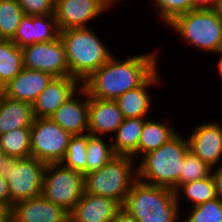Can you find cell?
<instances>
[{
    "instance_id": "cell-1",
    "label": "cell",
    "mask_w": 222,
    "mask_h": 222,
    "mask_svg": "<svg viewBox=\"0 0 222 222\" xmlns=\"http://www.w3.org/2000/svg\"><path fill=\"white\" fill-rule=\"evenodd\" d=\"M158 51L120 59L113 55L93 72L82 87L89 97L116 100L125 92L141 86L159 67Z\"/></svg>"
},
{
    "instance_id": "cell-2",
    "label": "cell",
    "mask_w": 222,
    "mask_h": 222,
    "mask_svg": "<svg viewBox=\"0 0 222 222\" xmlns=\"http://www.w3.org/2000/svg\"><path fill=\"white\" fill-rule=\"evenodd\" d=\"M92 29L72 28L59 34L65 47L70 76L81 83L114 55Z\"/></svg>"
},
{
    "instance_id": "cell-3",
    "label": "cell",
    "mask_w": 222,
    "mask_h": 222,
    "mask_svg": "<svg viewBox=\"0 0 222 222\" xmlns=\"http://www.w3.org/2000/svg\"><path fill=\"white\" fill-rule=\"evenodd\" d=\"M189 149L188 137L178 132L167 143L138 160V180L173 189L180 182L184 156Z\"/></svg>"
},
{
    "instance_id": "cell-4",
    "label": "cell",
    "mask_w": 222,
    "mask_h": 222,
    "mask_svg": "<svg viewBox=\"0 0 222 222\" xmlns=\"http://www.w3.org/2000/svg\"><path fill=\"white\" fill-rule=\"evenodd\" d=\"M139 222H180L182 217L175 191L137 180L122 206Z\"/></svg>"
},
{
    "instance_id": "cell-5",
    "label": "cell",
    "mask_w": 222,
    "mask_h": 222,
    "mask_svg": "<svg viewBox=\"0 0 222 222\" xmlns=\"http://www.w3.org/2000/svg\"><path fill=\"white\" fill-rule=\"evenodd\" d=\"M136 162L130 155H115L101 169L84 175V192L111 198L122 207L138 180Z\"/></svg>"
},
{
    "instance_id": "cell-6",
    "label": "cell",
    "mask_w": 222,
    "mask_h": 222,
    "mask_svg": "<svg viewBox=\"0 0 222 222\" xmlns=\"http://www.w3.org/2000/svg\"><path fill=\"white\" fill-rule=\"evenodd\" d=\"M186 46L215 54L222 48V20L213 9H194L178 16L167 26Z\"/></svg>"
},
{
    "instance_id": "cell-7",
    "label": "cell",
    "mask_w": 222,
    "mask_h": 222,
    "mask_svg": "<svg viewBox=\"0 0 222 222\" xmlns=\"http://www.w3.org/2000/svg\"><path fill=\"white\" fill-rule=\"evenodd\" d=\"M46 163L36 158H8L2 176L8 181L10 205L41 196Z\"/></svg>"
},
{
    "instance_id": "cell-8",
    "label": "cell",
    "mask_w": 222,
    "mask_h": 222,
    "mask_svg": "<svg viewBox=\"0 0 222 222\" xmlns=\"http://www.w3.org/2000/svg\"><path fill=\"white\" fill-rule=\"evenodd\" d=\"M84 193V175L59 163H48L43 177L42 196L69 214Z\"/></svg>"
},
{
    "instance_id": "cell-9",
    "label": "cell",
    "mask_w": 222,
    "mask_h": 222,
    "mask_svg": "<svg viewBox=\"0 0 222 222\" xmlns=\"http://www.w3.org/2000/svg\"><path fill=\"white\" fill-rule=\"evenodd\" d=\"M71 136L50 118H34L30 127L31 157L46 164L61 162Z\"/></svg>"
},
{
    "instance_id": "cell-10",
    "label": "cell",
    "mask_w": 222,
    "mask_h": 222,
    "mask_svg": "<svg viewBox=\"0 0 222 222\" xmlns=\"http://www.w3.org/2000/svg\"><path fill=\"white\" fill-rule=\"evenodd\" d=\"M23 68L50 73L53 77L70 76L64 44L60 36L52 41L21 48Z\"/></svg>"
},
{
    "instance_id": "cell-11",
    "label": "cell",
    "mask_w": 222,
    "mask_h": 222,
    "mask_svg": "<svg viewBox=\"0 0 222 222\" xmlns=\"http://www.w3.org/2000/svg\"><path fill=\"white\" fill-rule=\"evenodd\" d=\"M109 8L100 0H56L55 18L59 31L87 28Z\"/></svg>"
},
{
    "instance_id": "cell-12",
    "label": "cell",
    "mask_w": 222,
    "mask_h": 222,
    "mask_svg": "<svg viewBox=\"0 0 222 222\" xmlns=\"http://www.w3.org/2000/svg\"><path fill=\"white\" fill-rule=\"evenodd\" d=\"M191 130L189 148L203 162L215 168L222 163V121L210 119Z\"/></svg>"
},
{
    "instance_id": "cell-13",
    "label": "cell",
    "mask_w": 222,
    "mask_h": 222,
    "mask_svg": "<svg viewBox=\"0 0 222 222\" xmlns=\"http://www.w3.org/2000/svg\"><path fill=\"white\" fill-rule=\"evenodd\" d=\"M81 87L82 83L74 77H53L32 104L34 118H50Z\"/></svg>"
},
{
    "instance_id": "cell-14",
    "label": "cell",
    "mask_w": 222,
    "mask_h": 222,
    "mask_svg": "<svg viewBox=\"0 0 222 222\" xmlns=\"http://www.w3.org/2000/svg\"><path fill=\"white\" fill-rule=\"evenodd\" d=\"M89 100L88 93L81 87L53 113L50 119L71 135L86 134L88 133Z\"/></svg>"
},
{
    "instance_id": "cell-15",
    "label": "cell",
    "mask_w": 222,
    "mask_h": 222,
    "mask_svg": "<svg viewBox=\"0 0 222 222\" xmlns=\"http://www.w3.org/2000/svg\"><path fill=\"white\" fill-rule=\"evenodd\" d=\"M55 14L50 15H24L17 28L12 41L23 48L35 43H44L59 37Z\"/></svg>"
},
{
    "instance_id": "cell-16",
    "label": "cell",
    "mask_w": 222,
    "mask_h": 222,
    "mask_svg": "<svg viewBox=\"0 0 222 222\" xmlns=\"http://www.w3.org/2000/svg\"><path fill=\"white\" fill-rule=\"evenodd\" d=\"M12 222H68L69 213L42 195L12 205Z\"/></svg>"
},
{
    "instance_id": "cell-17",
    "label": "cell",
    "mask_w": 222,
    "mask_h": 222,
    "mask_svg": "<svg viewBox=\"0 0 222 222\" xmlns=\"http://www.w3.org/2000/svg\"><path fill=\"white\" fill-rule=\"evenodd\" d=\"M124 117L115 100L90 97L88 133L95 136H112L123 123Z\"/></svg>"
},
{
    "instance_id": "cell-18",
    "label": "cell",
    "mask_w": 222,
    "mask_h": 222,
    "mask_svg": "<svg viewBox=\"0 0 222 222\" xmlns=\"http://www.w3.org/2000/svg\"><path fill=\"white\" fill-rule=\"evenodd\" d=\"M159 70L158 68L141 86L125 92L115 100L124 118H149L154 97L149 88L159 86L162 82Z\"/></svg>"
},
{
    "instance_id": "cell-19",
    "label": "cell",
    "mask_w": 222,
    "mask_h": 222,
    "mask_svg": "<svg viewBox=\"0 0 222 222\" xmlns=\"http://www.w3.org/2000/svg\"><path fill=\"white\" fill-rule=\"evenodd\" d=\"M120 208L111 198L84 192L69 219L72 222H111Z\"/></svg>"
},
{
    "instance_id": "cell-20",
    "label": "cell",
    "mask_w": 222,
    "mask_h": 222,
    "mask_svg": "<svg viewBox=\"0 0 222 222\" xmlns=\"http://www.w3.org/2000/svg\"><path fill=\"white\" fill-rule=\"evenodd\" d=\"M53 79L50 73L23 68L2 90L3 94L33 104Z\"/></svg>"
},
{
    "instance_id": "cell-21",
    "label": "cell",
    "mask_w": 222,
    "mask_h": 222,
    "mask_svg": "<svg viewBox=\"0 0 222 222\" xmlns=\"http://www.w3.org/2000/svg\"><path fill=\"white\" fill-rule=\"evenodd\" d=\"M33 120L31 103L15 100L2 94L0 98V135L17 128H30Z\"/></svg>"
},
{
    "instance_id": "cell-22",
    "label": "cell",
    "mask_w": 222,
    "mask_h": 222,
    "mask_svg": "<svg viewBox=\"0 0 222 222\" xmlns=\"http://www.w3.org/2000/svg\"><path fill=\"white\" fill-rule=\"evenodd\" d=\"M168 120L172 119L167 118V120L164 119L163 121H158L147 118L145 120L138 143V160L144 154L156 150L163 144L167 143L179 132L176 130L174 124Z\"/></svg>"
},
{
    "instance_id": "cell-23",
    "label": "cell",
    "mask_w": 222,
    "mask_h": 222,
    "mask_svg": "<svg viewBox=\"0 0 222 222\" xmlns=\"http://www.w3.org/2000/svg\"><path fill=\"white\" fill-rule=\"evenodd\" d=\"M147 118H124L111 138L116 155H130L138 162V143Z\"/></svg>"
},
{
    "instance_id": "cell-24",
    "label": "cell",
    "mask_w": 222,
    "mask_h": 222,
    "mask_svg": "<svg viewBox=\"0 0 222 222\" xmlns=\"http://www.w3.org/2000/svg\"><path fill=\"white\" fill-rule=\"evenodd\" d=\"M175 196L180 209L182 207L180 202L182 199L186 202H190L188 204H191V207H195L208 200L215 199L217 195L213 176L211 175L203 179L181 185L175 191Z\"/></svg>"
},
{
    "instance_id": "cell-25",
    "label": "cell",
    "mask_w": 222,
    "mask_h": 222,
    "mask_svg": "<svg viewBox=\"0 0 222 222\" xmlns=\"http://www.w3.org/2000/svg\"><path fill=\"white\" fill-rule=\"evenodd\" d=\"M23 69L22 51L12 40L0 39V88H4Z\"/></svg>"
},
{
    "instance_id": "cell-26",
    "label": "cell",
    "mask_w": 222,
    "mask_h": 222,
    "mask_svg": "<svg viewBox=\"0 0 222 222\" xmlns=\"http://www.w3.org/2000/svg\"><path fill=\"white\" fill-rule=\"evenodd\" d=\"M0 148L8 158L31 157L30 128H17L0 135Z\"/></svg>"
},
{
    "instance_id": "cell-27",
    "label": "cell",
    "mask_w": 222,
    "mask_h": 222,
    "mask_svg": "<svg viewBox=\"0 0 222 222\" xmlns=\"http://www.w3.org/2000/svg\"><path fill=\"white\" fill-rule=\"evenodd\" d=\"M86 154L87 173L101 169L116 155L113 151L111 138L108 141L103 136L92 134H89Z\"/></svg>"
},
{
    "instance_id": "cell-28",
    "label": "cell",
    "mask_w": 222,
    "mask_h": 222,
    "mask_svg": "<svg viewBox=\"0 0 222 222\" xmlns=\"http://www.w3.org/2000/svg\"><path fill=\"white\" fill-rule=\"evenodd\" d=\"M24 15L17 0H0V39L12 40Z\"/></svg>"
},
{
    "instance_id": "cell-29",
    "label": "cell",
    "mask_w": 222,
    "mask_h": 222,
    "mask_svg": "<svg viewBox=\"0 0 222 222\" xmlns=\"http://www.w3.org/2000/svg\"><path fill=\"white\" fill-rule=\"evenodd\" d=\"M89 142V133L83 135H72L64 159L61 163L73 170L87 174L86 149Z\"/></svg>"
},
{
    "instance_id": "cell-30",
    "label": "cell",
    "mask_w": 222,
    "mask_h": 222,
    "mask_svg": "<svg viewBox=\"0 0 222 222\" xmlns=\"http://www.w3.org/2000/svg\"><path fill=\"white\" fill-rule=\"evenodd\" d=\"M212 167L203 162L189 149L185 156L180 173V182L173 188L176 191L181 185L203 179L212 175Z\"/></svg>"
},
{
    "instance_id": "cell-31",
    "label": "cell",
    "mask_w": 222,
    "mask_h": 222,
    "mask_svg": "<svg viewBox=\"0 0 222 222\" xmlns=\"http://www.w3.org/2000/svg\"><path fill=\"white\" fill-rule=\"evenodd\" d=\"M151 7L158 16L157 19L161 20L167 27L178 16L185 14L192 10L191 0H150Z\"/></svg>"
},
{
    "instance_id": "cell-32",
    "label": "cell",
    "mask_w": 222,
    "mask_h": 222,
    "mask_svg": "<svg viewBox=\"0 0 222 222\" xmlns=\"http://www.w3.org/2000/svg\"><path fill=\"white\" fill-rule=\"evenodd\" d=\"M189 208L184 212L187 216L180 218L182 222H222V200L217 197Z\"/></svg>"
},
{
    "instance_id": "cell-33",
    "label": "cell",
    "mask_w": 222,
    "mask_h": 222,
    "mask_svg": "<svg viewBox=\"0 0 222 222\" xmlns=\"http://www.w3.org/2000/svg\"><path fill=\"white\" fill-rule=\"evenodd\" d=\"M25 15H50L55 12L56 0H17Z\"/></svg>"
},
{
    "instance_id": "cell-34",
    "label": "cell",
    "mask_w": 222,
    "mask_h": 222,
    "mask_svg": "<svg viewBox=\"0 0 222 222\" xmlns=\"http://www.w3.org/2000/svg\"><path fill=\"white\" fill-rule=\"evenodd\" d=\"M217 198L222 200V163L212 169Z\"/></svg>"
},
{
    "instance_id": "cell-35",
    "label": "cell",
    "mask_w": 222,
    "mask_h": 222,
    "mask_svg": "<svg viewBox=\"0 0 222 222\" xmlns=\"http://www.w3.org/2000/svg\"><path fill=\"white\" fill-rule=\"evenodd\" d=\"M0 204L10 205L8 181L0 173Z\"/></svg>"
},
{
    "instance_id": "cell-36",
    "label": "cell",
    "mask_w": 222,
    "mask_h": 222,
    "mask_svg": "<svg viewBox=\"0 0 222 222\" xmlns=\"http://www.w3.org/2000/svg\"><path fill=\"white\" fill-rule=\"evenodd\" d=\"M111 222H139V221L121 207L116 212L114 219Z\"/></svg>"
},
{
    "instance_id": "cell-37",
    "label": "cell",
    "mask_w": 222,
    "mask_h": 222,
    "mask_svg": "<svg viewBox=\"0 0 222 222\" xmlns=\"http://www.w3.org/2000/svg\"><path fill=\"white\" fill-rule=\"evenodd\" d=\"M12 206L0 204V222H12Z\"/></svg>"
},
{
    "instance_id": "cell-38",
    "label": "cell",
    "mask_w": 222,
    "mask_h": 222,
    "mask_svg": "<svg viewBox=\"0 0 222 222\" xmlns=\"http://www.w3.org/2000/svg\"><path fill=\"white\" fill-rule=\"evenodd\" d=\"M192 10L194 9H213L215 0H191Z\"/></svg>"
},
{
    "instance_id": "cell-39",
    "label": "cell",
    "mask_w": 222,
    "mask_h": 222,
    "mask_svg": "<svg viewBox=\"0 0 222 222\" xmlns=\"http://www.w3.org/2000/svg\"><path fill=\"white\" fill-rule=\"evenodd\" d=\"M213 10L216 12L218 17L222 20V0H216Z\"/></svg>"
},
{
    "instance_id": "cell-40",
    "label": "cell",
    "mask_w": 222,
    "mask_h": 222,
    "mask_svg": "<svg viewBox=\"0 0 222 222\" xmlns=\"http://www.w3.org/2000/svg\"><path fill=\"white\" fill-rule=\"evenodd\" d=\"M218 55V64H217V71L220 75V78L222 77V50H220L219 52L216 53ZM222 80V78H221Z\"/></svg>"
},
{
    "instance_id": "cell-41",
    "label": "cell",
    "mask_w": 222,
    "mask_h": 222,
    "mask_svg": "<svg viewBox=\"0 0 222 222\" xmlns=\"http://www.w3.org/2000/svg\"><path fill=\"white\" fill-rule=\"evenodd\" d=\"M8 160V157L6 154L3 152V150L0 148V173L2 172L3 165Z\"/></svg>"
},
{
    "instance_id": "cell-42",
    "label": "cell",
    "mask_w": 222,
    "mask_h": 222,
    "mask_svg": "<svg viewBox=\"0 0 222 222\" xmlns=\"http://www.w3.org/2000/svg\"><path fill=\"white\" fill-rule=\"evenodd\" d=\"M100 1H102L109 9H111L113 5L115 6L116 3H120L123 0H100Z\"/></svg>"
},
{
    "instance_id": "cell-43",
    "label": "cell",
    "mask_w": 222,
    "mask_h": 222,
    "mask_svg": "<svg viewBox=\"0 0 222 222\" xmlns=\"http://www.w3.org/2000/svg\"><path fill=\"white\" fill-rule=\"evenodd\" d=\"M2 94H3V90H2V88H0V98H1Z\"/></svg>"
}]
</instances>
